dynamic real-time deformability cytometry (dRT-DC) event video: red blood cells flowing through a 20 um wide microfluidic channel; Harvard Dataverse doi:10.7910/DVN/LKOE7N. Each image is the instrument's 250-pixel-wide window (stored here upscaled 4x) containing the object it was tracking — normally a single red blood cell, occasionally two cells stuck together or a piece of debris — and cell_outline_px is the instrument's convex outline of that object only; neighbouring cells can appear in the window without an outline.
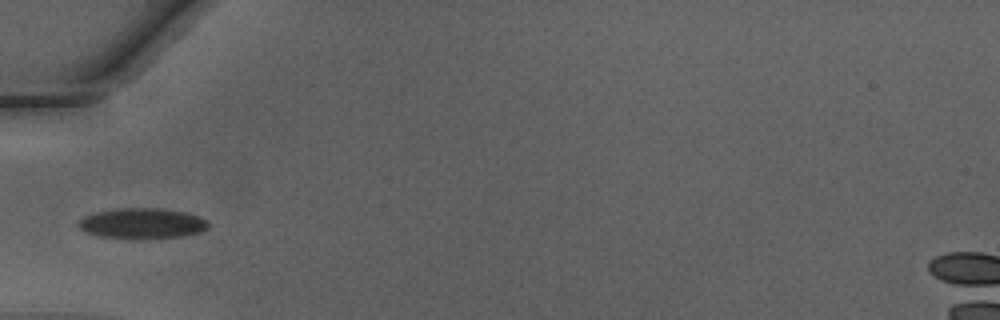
{"species": "Egyptian fruit bat (a non-hibernating species)", "species_latin": "Rousettus aegyptiacus", "temperature_condition": "warm", "stored_images_in_passage": 33, "camera_frame_rate_fps": 3000, "um_per_image_px": 0.085, "animal": {"sex": "male"}, "frame": {"image": 1, "passage_image": 1, "time_ms": 0.0, "image_size_px": [1000, 320], "cell_outline_px": [[208, 228], [204, 232], [184, 236], [100, 236], [88, 232], [80, 228], [76, 224], [76, 220], [84, 216], [96, 212], [112, 208], [164, 208], [188, 212], [200, 216], [208, 220]], "centroid_in_image_um": [12.13, 18.93], "position_along_channel_um": 72.9, "area_um2": 22.66}}
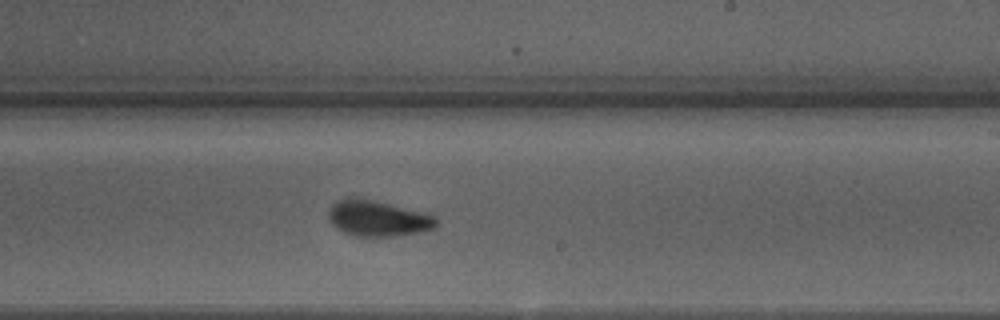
{"frame": {"image": 2, "passage_image": 14, "time_ms": 4.333, "image_size_px": [1000, 320], "cell_outline_px": [[440, 224], [436, 228], [424, 232], [396, 236], [352, 236], [336, 228], [328, 220], [328, 212], [332, 204], [336, 200], [344, 196], [356, 196], [424, 212], [436, 216], [440, 220]], "centroid_in_image_um": [32.13, 18.55], "position_along_channel_um": 256.9, "area_um2": 23.24}}
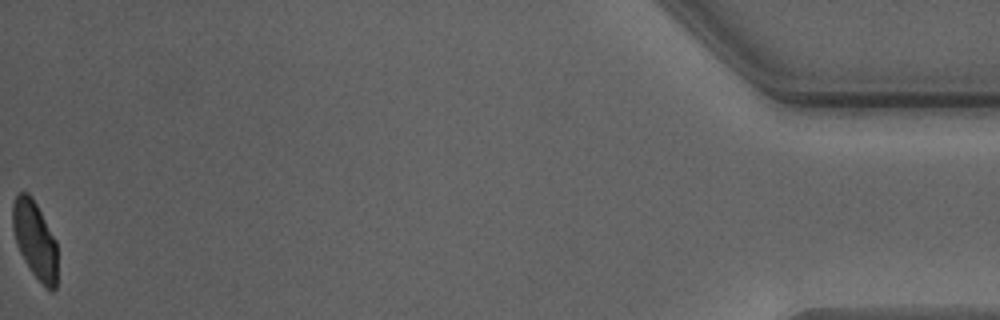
{"frame": {"image": 3, "passage_image": 33, "time_ms": 10.667, "image_size_px": [1000, 320], "cell_outline_px": [[56, 288], [52, 292], [32, 272], [24, 260], [16, 244], [12, 228], [12, 204], [16, 196], [20, 192], [28, 192], [32, 196], [56, 240]], "centroid_in_image_um": [2.94, 20.33], "position_along_channel_um": 432.3, "area_um2": 20.0}, "authors_computed_cell_mechanics": {"area_um2": 22.1374, "velocity_mm_per_s": 4.2505, "shape_relaxation_time_tau1_ms": 3.0029, "shape_relaxation_time_tau2_ms": 1.0648, "deformation_change_tau1": 0.1227, "deformation_change_tau2": 0.0573}}